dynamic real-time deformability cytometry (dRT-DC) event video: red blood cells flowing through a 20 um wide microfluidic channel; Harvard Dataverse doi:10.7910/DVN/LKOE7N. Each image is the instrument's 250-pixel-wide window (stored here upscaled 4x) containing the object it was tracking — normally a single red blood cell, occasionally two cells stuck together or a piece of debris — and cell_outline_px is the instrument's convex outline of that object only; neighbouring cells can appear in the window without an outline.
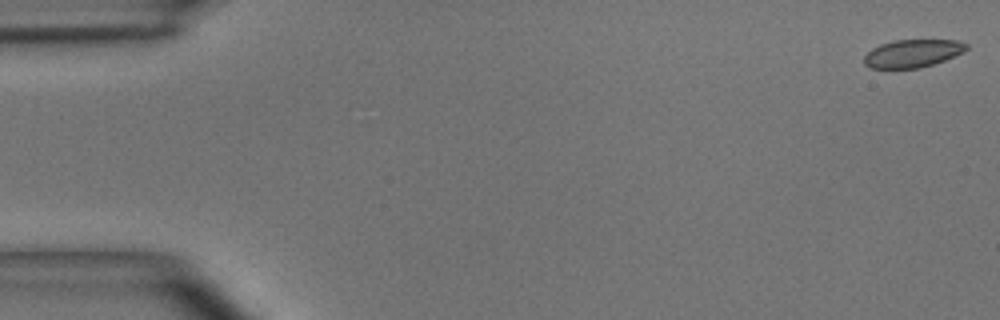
{"species": "common noctule bat (a hibernating species)", "species_latin": "Nyctalus noctula", "temperature_condition": "room temperature", "stored_images_in_passage": 49, "camera_frame_rate_fps": 3000, "um_per_image_px": 0.085, "animal": {"sex": "male", "body_mass_g": 15.6}, "frame": {"image": 1, "passage_image": 1, "time_ms": 0.0, "image_size_px": [1000, 320], "cell_outline_px": [[968, 48], [964, 52], [944, 60], [920, 68], [868, 68], [864, 64], [864, 56], [872, 48], [880, 44], [892, 40], [956, 40], [968, 44]], "centroid_in_image_um": [77.55, 4.53], "position_along_channel_um": 7.4, "area_um2": 16.65}}
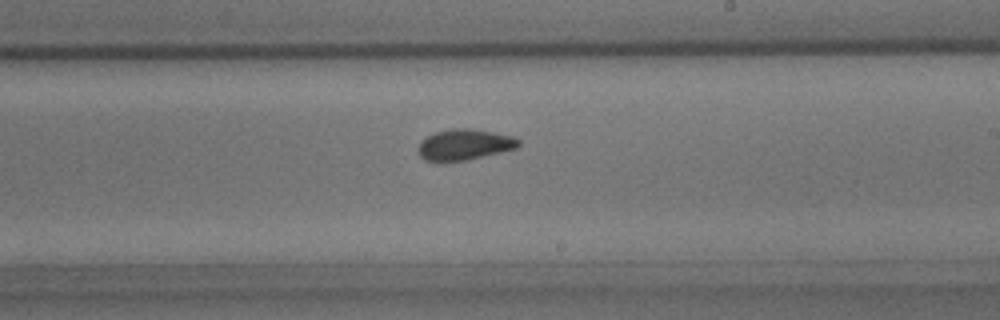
{"frame": {"image": 2, "passage_image": 29, "time_ms": 9.333, "image_size_px": [1000, 320], "cell_outline_px": [[520, 144], [516, 148], [500, 152], [464, 160], [424, 160], [416, 152], [416, 148], [420, 140], [436, 132], [452, 128], [472, 128], [496, 132], [512, 136], [520, 140]], "centroid_in_image_um": [39.45, 12.26], "position_along_channel_um": 249.5, "area_um2": 17.98}}
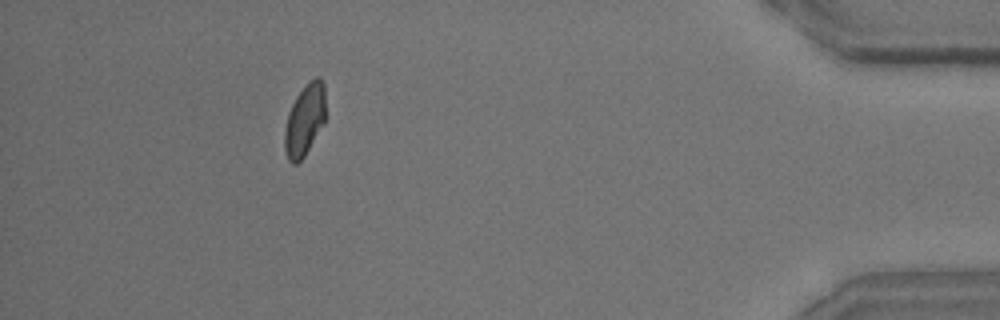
{"frame": {"image": 3, "passage_image": 45, "time_ms": 14.667, "image_size_px": [1000, 320], "cell_outline_px": [[324, 120], [304, 156], [296, 164], [292, 164], [288, 160], [284, 148], [284, 132], [288, 112], [296, 96], [316, 76], [320, 76], [324, 84]], "centroid_in_image_um": [25.86, 10.21], "position_along_channel_um": 409.3, "area_um2": 16.59}, "authors_computed_cell_mechanics": {"area_um2": 17.918, "velocity_mm_per_s": 4.0456, "shape_relaxation_time_tau1_ms": 5.2997, "shape_relaxation_time_tau2_ms": 1.2554, "deformation_change_tau1": 0.1169, "deformation_change_tau2": 0.0611}}